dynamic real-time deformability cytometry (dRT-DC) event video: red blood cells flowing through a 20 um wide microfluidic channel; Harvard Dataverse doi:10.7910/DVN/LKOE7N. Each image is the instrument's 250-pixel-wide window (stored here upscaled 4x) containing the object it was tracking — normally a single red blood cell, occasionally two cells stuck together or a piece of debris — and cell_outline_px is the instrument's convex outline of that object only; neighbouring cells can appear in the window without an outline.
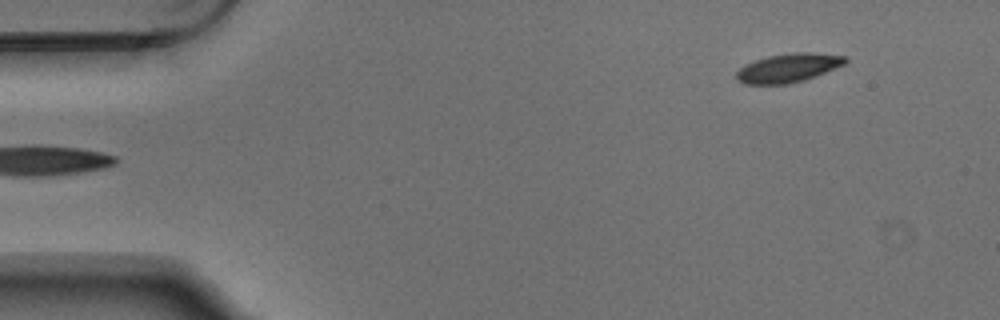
{"species": "Egyptian fruit bat (a non-hibernating species)", "species_latin": "Rousettus aegyptiacus", "temperature_condition": "warm", "stored_images_in_passage": 5, "segment_of_instrument_passage": [2, 2], "camera_frame_rate_fps": 3000, "um_per_image_px": 0.085, "animal": {"sex": "male"}, "frame": {"image": 1, "passage_image": 5, "time_ms": 1.333, "image_size_px": [1000, 320], "cell_outline_px": [[848, 60], [844, 64], [816, 76], [804, 80], [788, 84], [744, 84], [736, 80], [736, 72], [744, 64], [768, 56], [792, 52], [812, 52], [848, 56]], "centroid_in_image_um": [67.0, 5.77], "position_along_channel_um": 18.0, "area_um2": 18.38}}